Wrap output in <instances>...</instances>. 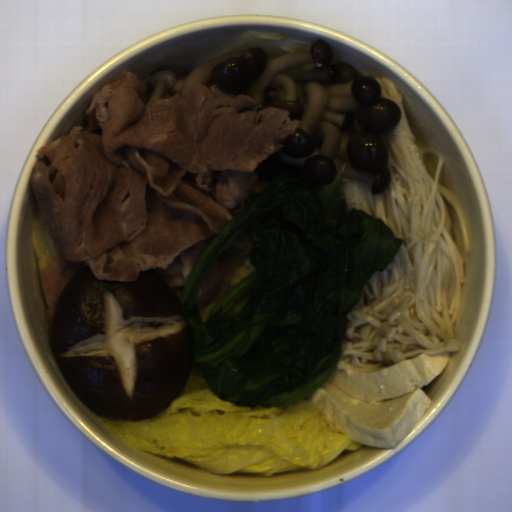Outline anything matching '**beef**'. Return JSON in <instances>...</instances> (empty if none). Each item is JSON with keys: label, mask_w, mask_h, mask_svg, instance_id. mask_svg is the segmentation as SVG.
<instances>
[{"label": "beef", "mask_w": 512, "mask_h": 512, "mask_svg": "<svg viewBox=\"0 0 512 512\" xmlns=\"http://www.w3.org/2000/svg\"><path fill=\"white\" fill-rule=\"evenodd\" d=\"M260 223L258 217L253 220L240 236L213 261L199 286L195 300L198 309L209 303H217L230 292L231 280L239 266L243 265L241 252L248 251L252 242H259L258 226Z\"/></svg>", "instance_id": "835553da"}, {"label": "beef", "mask_w": 512, "mask_h": 512, "mask_svg": "<svg viewBox=\"0 0 512 512\" xmlns=\"http://www.w3.org/2000/svg\"><path fill=\"white\" fill-rule=\"evenodd\" d=\"M149 98L138 74L123 69L92 95L86 128L36 151L30 188L58 251L40 272L50 330L84 266L126 284L154 269L179 300L215 234L270 184L256 168L301 124L217 84L146 107Z\"/></svg>", "instance_id": "33117281"}]
</instances>
